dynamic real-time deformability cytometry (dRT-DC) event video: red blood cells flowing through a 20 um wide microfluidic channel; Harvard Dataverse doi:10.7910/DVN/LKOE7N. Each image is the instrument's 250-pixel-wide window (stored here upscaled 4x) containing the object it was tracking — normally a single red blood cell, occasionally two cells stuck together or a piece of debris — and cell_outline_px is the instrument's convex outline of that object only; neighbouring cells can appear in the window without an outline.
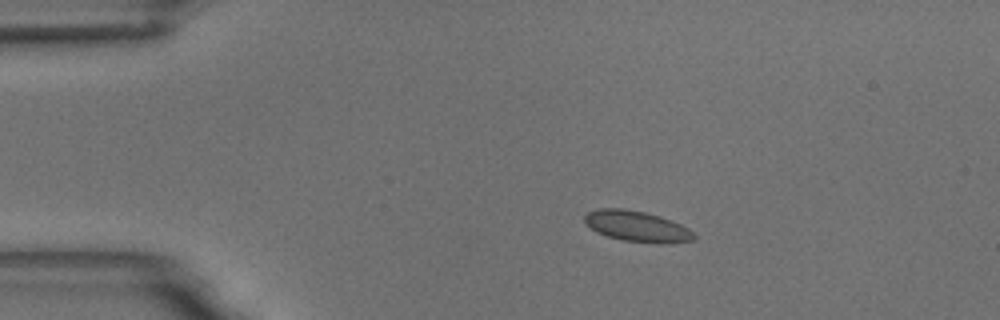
{"species": "common noctule bat (a hibernating species)", "species_latin": "Nyctalus noctula", "temperature_condition": "room temperature", "stored_images_in_passage": 46, "camera_frame_rate_fps": 3000, "um_per_image_px": 0.085, "animal": {"sex": "male", "body_mass_g": 18.8}, "frame": {"image": 1, "passage_image": 1, "time_ms": 0.0, "image_size_px": [1000, 320], "cell_outline_px": [[696, 236], [692, 240], [668, 244], [660, 244], [624, 240], [608, 236], [596, 232], [584, 220], [584, 216], [588, 212], [600, 208], [624, 208], [644, 212], [660, 216], [680, 224], [688, 228]], "centroid_in_image_um": [54.16, 19.24], "position_along_channel_um": 30.8, "area_um2": 19.48}}
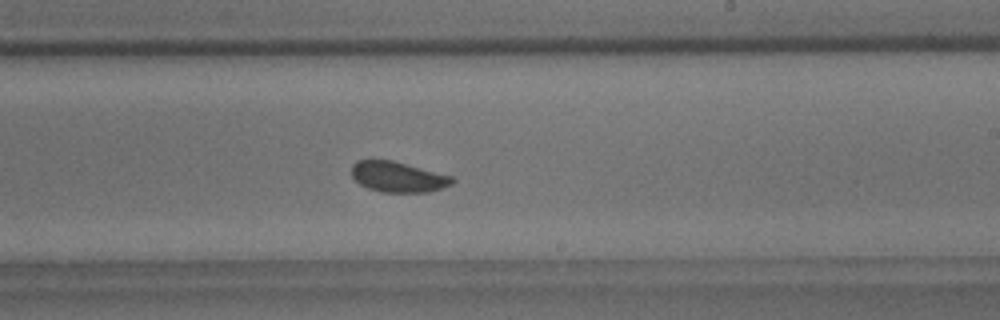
{"frame": {"image": 2, "passage_image": 24, "time_ms": 7.667, "image_size_px": [1000, 320], "cell_outline_px": [[456, 180], [452, 184], [428, 192], [380, 192], [368, 188], [360, 184], [352, 176], [352, 164], [356, 160], [392, 160], [452, 176]], "centroid_in_image_um": [33.82, 15.03], "position_along_channel_um": 255.2, "area_um2": 17.8}}
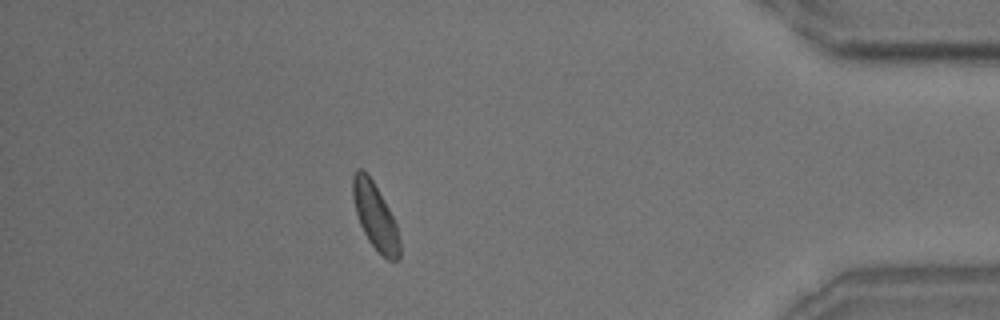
{"frame": {"image": 3, "passage_image": 40, "time_ms": 13.0, "image_size_px": [1000, 320], "cell_outline_px": [[400, 260], [388, 260], [368, 240], [360, 224], [356, 212], [352, 196], [352, 176], [356, 168], [360, 168], [372, 180], [388, 208], [396, 224], [400, 240]], "centroid_in_image_um": [31.88, 18.39], "position_along_channel_um": 403.3, "area_um2": 17.74}}